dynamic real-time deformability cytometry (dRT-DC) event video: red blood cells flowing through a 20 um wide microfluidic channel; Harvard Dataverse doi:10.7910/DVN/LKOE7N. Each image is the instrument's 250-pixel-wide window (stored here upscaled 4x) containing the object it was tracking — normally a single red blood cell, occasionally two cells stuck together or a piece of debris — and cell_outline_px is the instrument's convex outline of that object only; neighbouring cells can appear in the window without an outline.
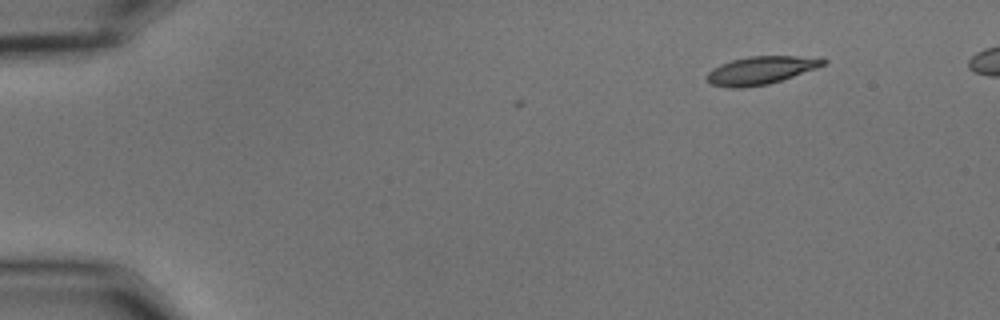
{"species": "common noctule bat (a hibernating species)", "species_latin": "Nyctalus noctula", "temperature_condition": "cold", "stored_images_in_passage": 3, "camera_frame_rate_fps": 3000, "um_per_image_px": 0.085, "animal": {"sex": "male", "body_mass_g": 15.6}, "frame": {"image": 1, "passage_image": 1, "time_ms": 0.0, "image_size_px": [1000, 320], "cell_outline_px": [[828, 60], [824, 64], [816, 68], [768, 84], [740, 88], [732, 88], [712, 84], [704, 76], [712, 68], [720, 64], [732, 60], [748, 56], [820, 56]], "centroid_in_image_um": [64.68, 5.96], "position_along_channel_um": 20.3, "area_um2": 18.96}}